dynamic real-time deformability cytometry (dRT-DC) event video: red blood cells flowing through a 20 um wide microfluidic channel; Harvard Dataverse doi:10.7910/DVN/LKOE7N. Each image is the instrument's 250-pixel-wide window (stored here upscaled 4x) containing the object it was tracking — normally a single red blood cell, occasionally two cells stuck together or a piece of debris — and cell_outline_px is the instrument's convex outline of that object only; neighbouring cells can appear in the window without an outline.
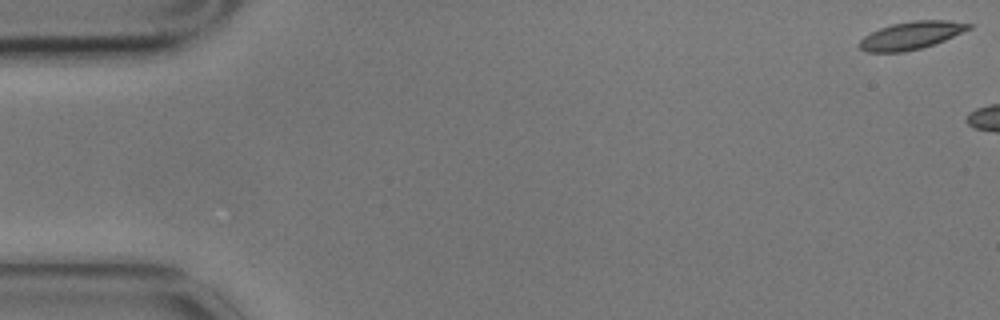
{"species": "common noctule bat (a hibernating species)", "species_latin": "Nyctalus noctula", "temperature_condition": "cold", "stored_images_in_passage": 3, "camera_frame_rate_fps": 3000, "um_per_image_px": 0.085, "animal": {"sex": "male", "body_mass_g": 17.9}, "frame": {"image": 1, "passage_image": 1, "time_ms": 0.0, "image_size_px": [1000, 320], "cell_outline_px": [[972, 28], [944, 40], [920, 48], [904, 52], [868, 52], [860, 48], [856, 44], [864, 36], [880, 28], [892, 24], [912, 20], [948, 20], [972, 24]], "centroid_in_image_um": [77.43, 3.0], "position_along_channel_um": 7.6, "area_um2": 17.57}}